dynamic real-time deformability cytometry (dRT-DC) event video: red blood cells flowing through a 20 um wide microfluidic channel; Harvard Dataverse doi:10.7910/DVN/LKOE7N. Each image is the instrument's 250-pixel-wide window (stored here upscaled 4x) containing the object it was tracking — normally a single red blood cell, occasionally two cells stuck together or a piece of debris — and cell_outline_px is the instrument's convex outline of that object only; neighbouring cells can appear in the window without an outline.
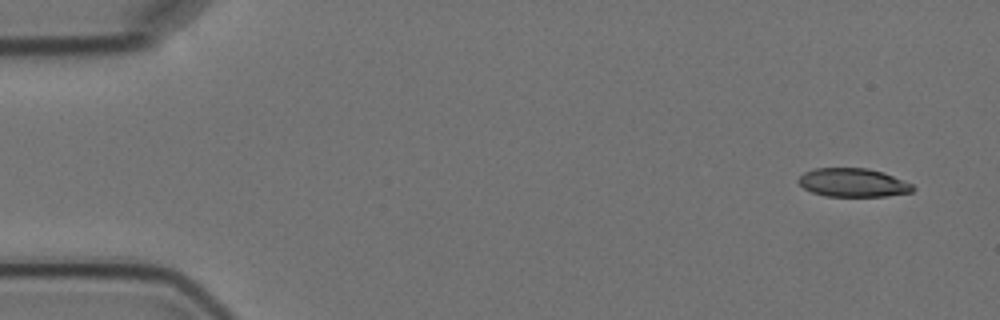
{"species": "Egyptian fruit bat (a non-hibernating species)", "species_latin": "Rousettus aegyptiacus", "temperature_condition": "cold", "stored_images_in_passage": 5, "camera_frame_rate_fps": 3000, "um_per_image_px": 0.085, "animal": {"sex": "female"}, "frame": {"image": 1, "passage_image": 1, "time_ms": 0.0, "image_size_px": [1000, 320], "cell_outline_px": [[916, 188], [912, 192], [884, 196], [828, 196], [812, 192], [804, 188], [796, 180], [804, 172], [812, 168], [868, 168], [884, 172], [912, 184]], "centroid_in_image_um": [72.5, 15.51], "position_along_channel_um": 12.5, "area_um2": 19.07}}
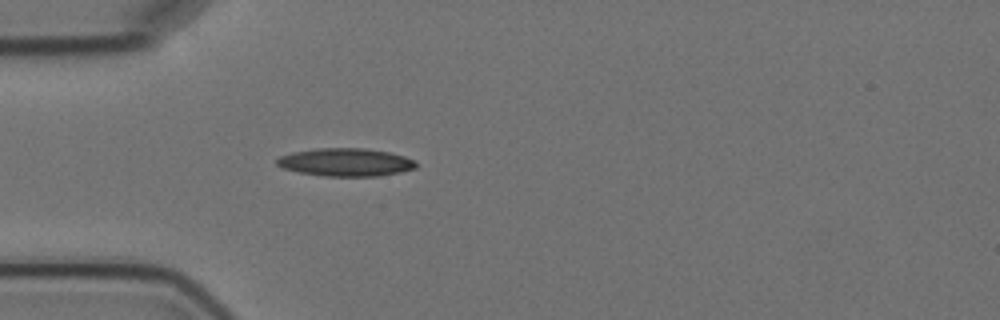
{"frame": {"image": 2, "passage_image": 5, "time_ms": 4.333, "image_size_px": [1000, 320], "cell_outline_px": [[416, 168], [400, 172], [380, 176], [324, 176], [300, 172], [284, 168], [276, 164], [276, 160], [280, 156], [292, 152], [316, 148], [364, 148], [388, 152], [404, 156], [412, 160], [416, 164]], "centroid_in_image_um": [29.37, 13.79], "position_along_channel_um": 55.6, "area_um2": 22.54}}